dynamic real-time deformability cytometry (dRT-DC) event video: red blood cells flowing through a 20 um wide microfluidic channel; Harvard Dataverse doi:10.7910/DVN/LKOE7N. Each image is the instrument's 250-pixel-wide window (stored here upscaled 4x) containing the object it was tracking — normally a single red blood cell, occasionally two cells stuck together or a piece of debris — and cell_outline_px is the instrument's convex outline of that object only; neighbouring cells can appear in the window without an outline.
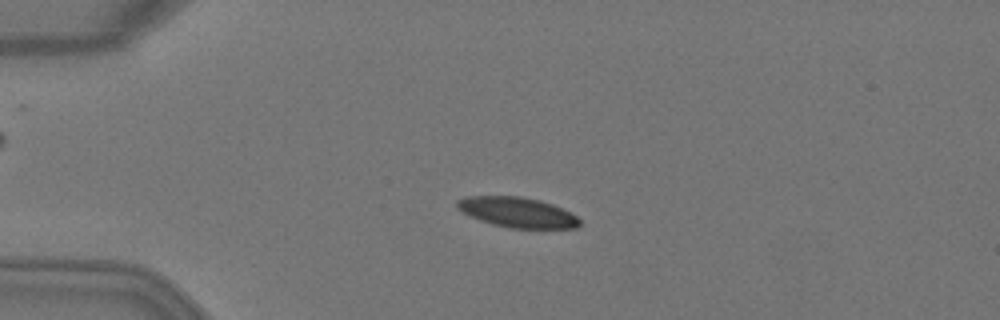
{"species": "Egyptian fruit bat (a non-hibernating species)", "species_latin": "Rousettus aegyptiacus", "temperature_condition": "warm", "stored_images_in_passage": 3, "camera_frame_rate_fps": 3000, "um_per_image_px": 0.085, "animal": {"sex": "female"}, "frame": {"image": 1, "passage_image": 3, "time_ms": 0.667, "image_size_px": [1000, 320], "cell_outline_px": [[580, 224], [576, 228], [508, 228], [492, 224], [480, 220], [460, 212], [456, 208], [456, 200], [468, 196], [520, 196], [540, 200], [552, 204], [576, 216], [580, 220]], "centroid_in_image_um": [43.92, 18.04], "position_along_channel_um": 41.1, "area_um2": 21.56}}